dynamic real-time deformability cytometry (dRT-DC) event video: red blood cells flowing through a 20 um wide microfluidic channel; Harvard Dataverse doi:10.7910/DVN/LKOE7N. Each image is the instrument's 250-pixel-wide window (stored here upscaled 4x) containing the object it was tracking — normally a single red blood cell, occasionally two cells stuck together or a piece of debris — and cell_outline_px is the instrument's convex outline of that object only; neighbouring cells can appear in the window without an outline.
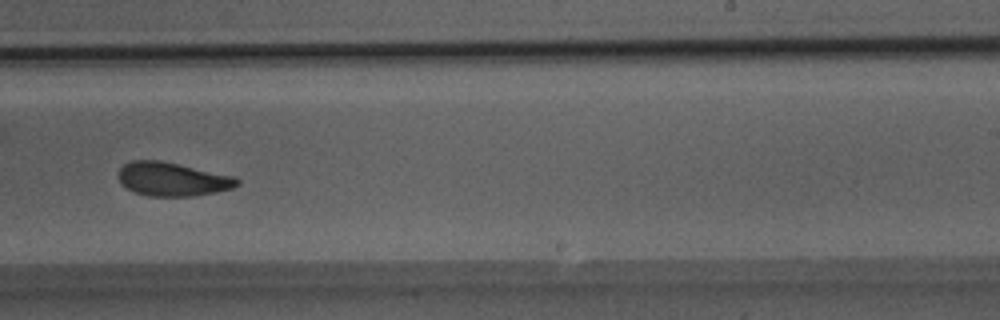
{"species": "Egyptian fruit bat (a non-hibernating species)", "species_latin": "Rousettus aegyptiacus", "temperature_condition": "room temperature", "stored_images_in_passage": 39, "camera_frame_rate_fps": 3000, "um_per_image_px": 0.085, "animal": {"sex": "male"}, "frame": {"image": 1, "passage_image": 19, "time_ms": 6.0, "image_size_px": [1000, 320], "cell_outline_px": [[240, 184], [232, 188], [192, 196], [148, 196], [136, 192], [120, 184], [116, 176], [120, 168], [124, 164], [132, 160], [160, 160], [236, 176], [240, 180]], "centroid_in_image_um": [14.63, 15.22], "position_along_channel_um": 274.4, "area_um2": 23.41}}
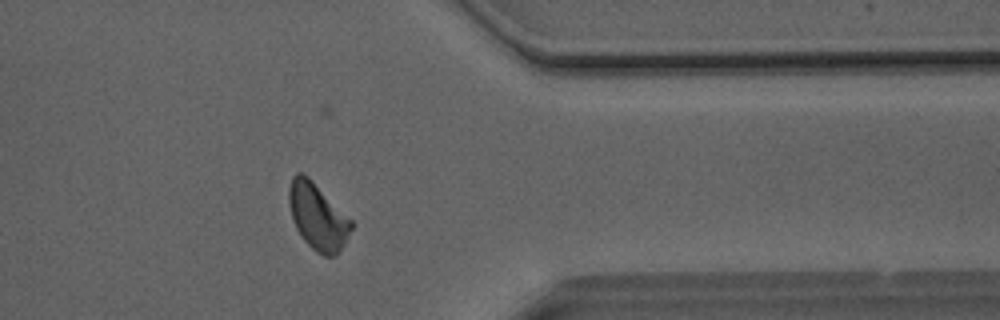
{"frame": {"image": 2, "passage_image": 28, "time_ms": 9.0, "image_size_px": [1000, 320], "cell_outline_px": [[352, 228], [344, 244], [336, 256], [324, 256], [316, 252], [300, 236], [296, 228], [292, 216], [288, 200], [288, 188], [292, 176], [296, 172], [300, 172], [308, 176], [352, 220]], "centroid_in_image_um": [26.99, 18.4], "position_along_channel_um": 384.4, "area_um2": 24.04}}
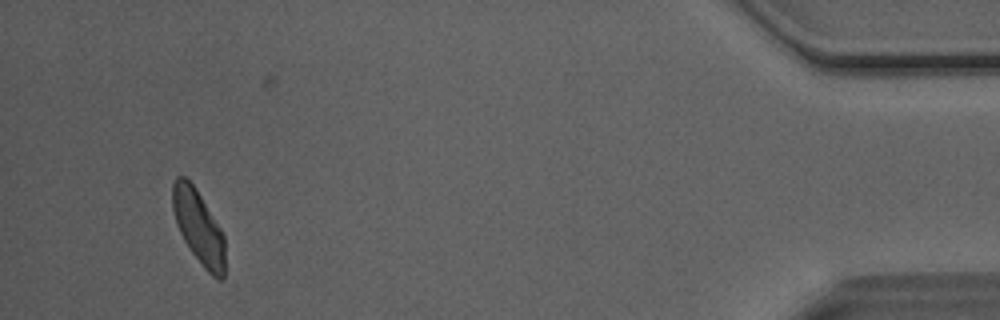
{"frame": {"image": 3, "passage_image": 35, "time_ms": 11.333, "image_size_px": [1000, 320], "cell_outline_px": [[224, 280], [220, 280], [212, 276], [204, 268], [192, 252], [184, 240], [176, 224], [172, 208], [172, 184], [176, 176], [184, 176], [192, 184], [224, 232]], "centroid_in_image_um": [16.87, 19.3], "position_along_channel_um": 418.3, "area_um2": 22.43}, "authors_computed_cell_mechanics": {"area_um2": 23.409, "velocity_mm_per_s": 4.0524, "shape_relaxation_time_tau1_ms": 4.093, "shape_relaxation_time_tau2_ms": 2.5157, "deformation_change_tau1": 0.1316, "deformation_change_tau2": 0.087}}